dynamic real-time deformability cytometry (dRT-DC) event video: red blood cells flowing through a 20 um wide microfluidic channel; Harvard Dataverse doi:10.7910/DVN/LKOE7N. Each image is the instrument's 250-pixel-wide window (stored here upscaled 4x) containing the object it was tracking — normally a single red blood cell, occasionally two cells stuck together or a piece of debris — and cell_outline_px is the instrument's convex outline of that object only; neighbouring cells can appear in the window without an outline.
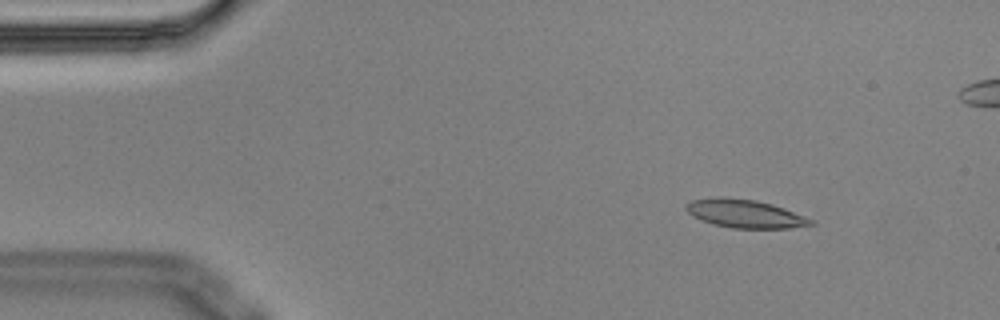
{"species": "Egyptian fruit bat (a non-hibernating species)", "species_latin": "Rousettus aegyptiacus", "temperature_condition": "cold", "stored_images_in_passage": 5, "camera_frame_rate_fps": 3000, "um_per_image_px": 0.085, "animal": {"sex": "male"}, "frame": {"image": 1, "passage_image": 2, "time_ms": 0.333, "image_size_px": [1000, 320], "cell_outline_px": [[816, 224], [788, 228], [732, 228], [712, 224], [692, 216], [684, 208], [692, 200], [716, 196], [720, 196], [756, 200], [772, 204], [784, 208], [816, 220]], "centroid_in_image_um": [63.34, 18.16], "position_along_channel_um": 21.7, "area_um2": 20.69}}